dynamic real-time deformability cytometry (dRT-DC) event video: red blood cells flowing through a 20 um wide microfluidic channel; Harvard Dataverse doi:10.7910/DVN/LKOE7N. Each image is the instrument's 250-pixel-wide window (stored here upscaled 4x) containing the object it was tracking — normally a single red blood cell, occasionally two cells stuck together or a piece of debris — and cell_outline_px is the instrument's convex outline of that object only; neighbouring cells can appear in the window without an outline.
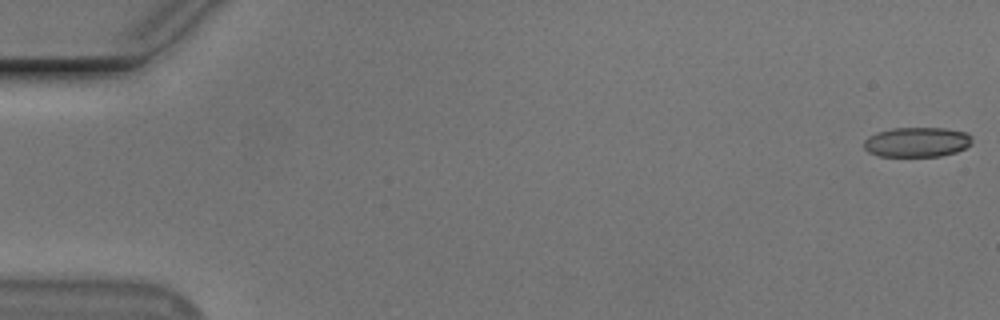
{"species": "Egyptian fruit bat (a non-hibernating species)", "species_latin": "Rousettus aegyptiacus", "temperature_condition": "cold", "stored_images_in_passage": 18, "camera_frame_rate_fps": 3000, "um_per_image_px": 0.085, "animal": {"sex": "male"}, "frame": {"image": 1, "passage_image": 1, "time_ms": 0.0, "image_size_px": [1000, 320], "cell_outline_px": [[972, 144], [956, 152], [940, 156], [880, 156], [868, 152], [864, 148], [864, 140], [868, 136], [876, 132], [892, 128], [944, 128], [968, 132], [972, 136]], "centroid_in_image_um": [77.95, 12.07], "position_along_channel_um": 7.1, "area_um2": 18.96}}
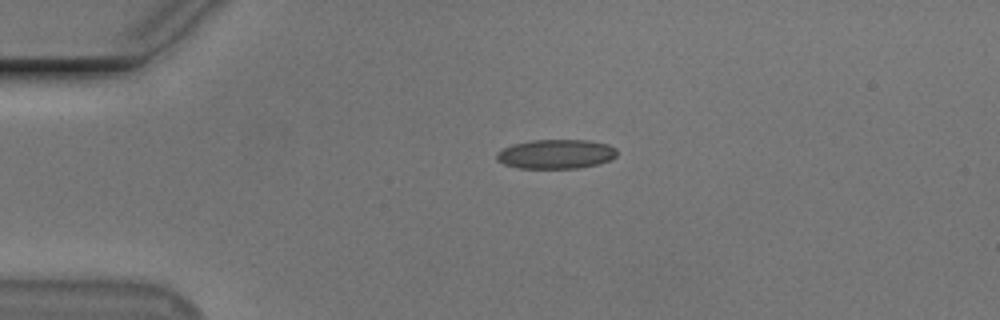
{"frame": {"image": 2, "passage_image": 13, "time_ms": 4.0, "image_size_px": [1000, 320], "cell_outline_px": [[616, 156], [608, 160], [596, 164], [576, 168], [520, 168], [504, 164], [496, 160], [496, 152], [512, 144], [532, 140], [588, 140], [608, 144], [616, 148]], "centroid_in_image_um": [47.22, 13.09], "position_along_channel_um": 37.8, "area_um2": 20.46}}